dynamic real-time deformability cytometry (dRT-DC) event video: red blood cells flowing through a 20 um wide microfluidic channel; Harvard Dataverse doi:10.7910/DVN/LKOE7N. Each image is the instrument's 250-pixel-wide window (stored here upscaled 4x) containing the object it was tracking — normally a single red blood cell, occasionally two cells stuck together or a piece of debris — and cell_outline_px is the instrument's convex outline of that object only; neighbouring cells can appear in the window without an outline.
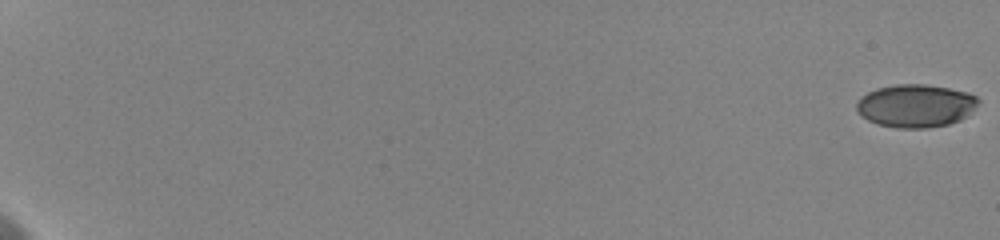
{"species": "human", "species_latin": "Homo sapiens", "temperature_condition": "cold", "stored_images_in_passage": 30, "camera_frame_rate_fps": 3000, "um_per_image_px": 0.085, "donor": {"sex": "female"}, "frame": {"image": 1, "passage_image": 1, "time_ms": 0.0, "image_size_px": [1000, 240], "cell_outline_px": [[980, 100], [960, 120], [948, 124], [928, 128], [896, 128], [876, 124], [860, 116], [856, 108], [856, 104], [868, 92], [876, 88], [896, 84], [924, 84], [948, 88], [968, 92], [976, 96]], "centroid_in_image_um": [77.79, 8.99], "position_along_channel_um": 7.2, "area_um2": 30.29}}
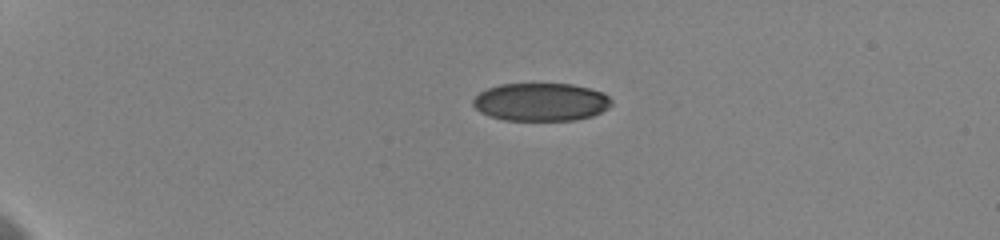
{"frame": {"image": 2, "passage_image": 23, "time_ms": 5.333, "image_size_px": [1000, 240], "cell_outline_px": [[612, 104], [608, 108], [592, 116], [572, 120], [504, 120], [480, 112], [472, 104], [472, 100], [480, 92], [488, 88], [500, 84], [572, 84], [604, 92], [612, 100]], "centroid_in_image_um": [45.99, 8.66], "position_along_channel_um": 39.0, "area_um2": 30.58}}